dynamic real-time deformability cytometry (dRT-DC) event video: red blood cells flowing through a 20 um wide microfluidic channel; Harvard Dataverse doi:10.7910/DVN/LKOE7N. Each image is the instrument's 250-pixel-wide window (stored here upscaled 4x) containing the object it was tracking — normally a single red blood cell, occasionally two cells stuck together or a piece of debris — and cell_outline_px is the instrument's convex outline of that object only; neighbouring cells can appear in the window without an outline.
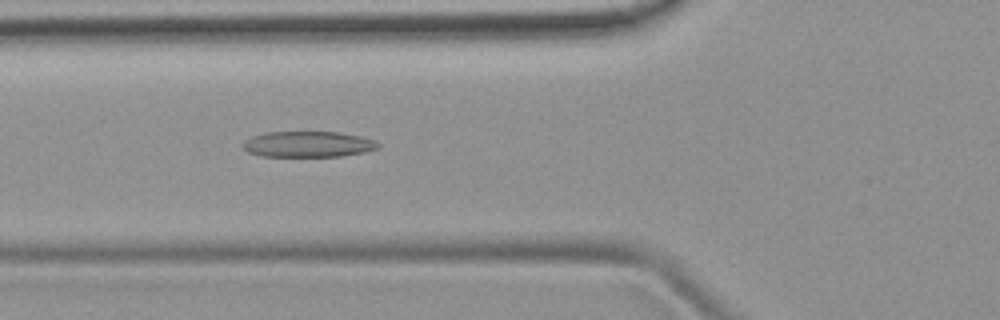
{"species": "common noctule bat (a hibernating species)", "species_latin": "Nyctalus noctula", "temperature_condition": "room temperature", "stored_images_in_passage": 46, "camera_frame_rate_fps": 3000, "um_per_image_px": 0.085, "animal": {"sex": "female", "body_mass_g": 19.9}, "frame": {"image": 1, "passage_image": 14, "time_ms": 4.333, "image_size_px": [1000, 320], "cell_outline_px": [[380, 144], [376, 148], [364, 152], [340, 156], [260, 156], [248, 152], [240, 144], [244, 140], [252, 136], [264, 132], [340, 132], [360, 136], [376, 140]], "centroid_in_image_um": [26.15, 12.25], "position_along_channel_um": 99.7, "area_um2": 20.4}}
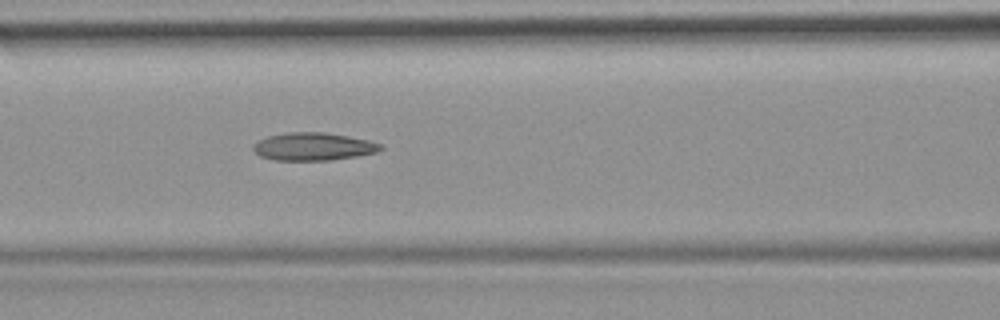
{"frame": {"image": 2, "passage_image": 17, "time_ms": 5.333, "image_size_px": [1000, 320], "cell_outline_px": [[384, 148], [376, 152], [356, 156], [332, 160], [276, 160], [260, 156], [252, 148], [252, 144], [268, 136], [288, 132], [324, 132], [348, 136], [368, 140], [384, 144]], "centroid_in_image_um": [26.65, 12.45], "position_along_channel_um": 139.9, "area_um2": 20.63}}
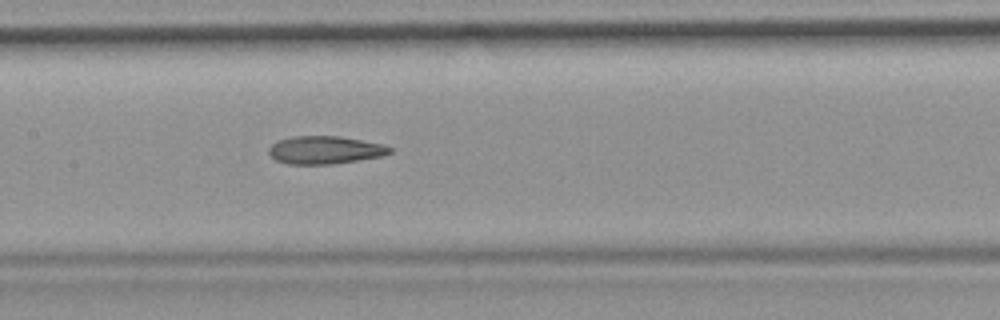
{"frame": {"image": 3, "passage_image": 20, "time_ms": 6.333, "image_size_px": [1000, 320], "cell_outline_px": [[392, 152], [384, 156], [332, 164], [288, 164], [276, 160], [268, 152], [268, 148], [276, 140], [292, 136], [340, 136], [384, 144], [392, 148]], "centroid_in_image_um": [27.63, 12.74], "position_along_channel_um": 179.8, "area_um2": 19.83}, "authors_computed_cell_mechanics": {"area_um2": 19.7676, "velocity_mm_per_s": 3.9871, "shape_relaxation_time_tau1_ms": null, "shape_relaxation_time_tau2_ms": 3.7734, "deformation_change_tau1": null, "deformation_change_tau2": 0.1536}}